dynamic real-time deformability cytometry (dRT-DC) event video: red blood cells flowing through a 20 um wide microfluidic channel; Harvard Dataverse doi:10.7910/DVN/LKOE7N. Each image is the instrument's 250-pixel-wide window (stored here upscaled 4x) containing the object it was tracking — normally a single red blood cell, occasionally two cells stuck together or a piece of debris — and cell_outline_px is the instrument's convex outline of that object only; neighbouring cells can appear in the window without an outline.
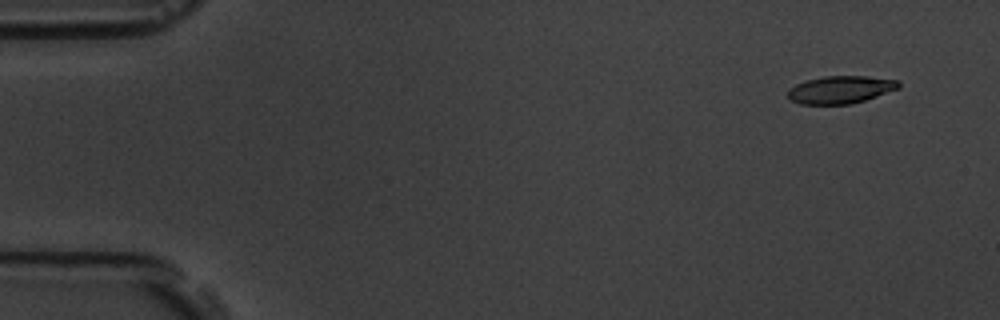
{"species": "common noctule bat (a hibernating species)", "species_latin": "Nyctalus noctula", "temperature_condition": "room temperature", "stored_images_in_passage": 16, "camera_frame_rate_fps": 3000, "um_per_image_px": 0.085, "animal": {"sex": "male", "body_mass_g": 19.5, "forearm_length_mm": 54.6}, "frame": {"image": 1, "passage_image": 1, "time_ms": 0.0, "image_size_px": [1000, 320], "cell_outline_px": [[900, 88], [852, 104], [800, 104], [792, 100], [788, 96], [788, 92], [796, 84], [808, 80], [824, 76], [868, 76], [900, 80]], "centroid_in_image_um": [71.49, 7.61], "position_along_channel_um": 13.5, "area_um2": 17.69}}
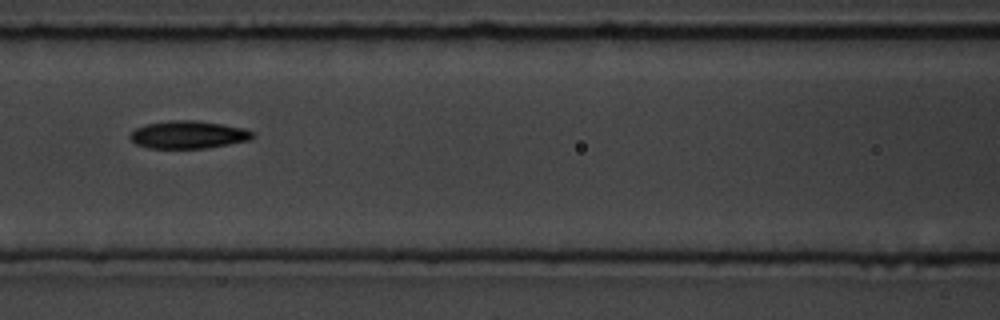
{"frame": {"image": 2, "passage_image": 7, "time_ms": 7.0, "image_size_px": [1000, 320], "cell_outline_px": [[256, 136], [252, 140], [208, 148], [148, 148], [136, 144], [128, 136], [136, 128], [144, 124], [168, 120], [196, 120], [224, 124], [244, 128], [256, 132]], "centroid_in_image_um": [16.06, 11.44], "position_along_channel_um": 150.5, "area_um2": 20.17}}
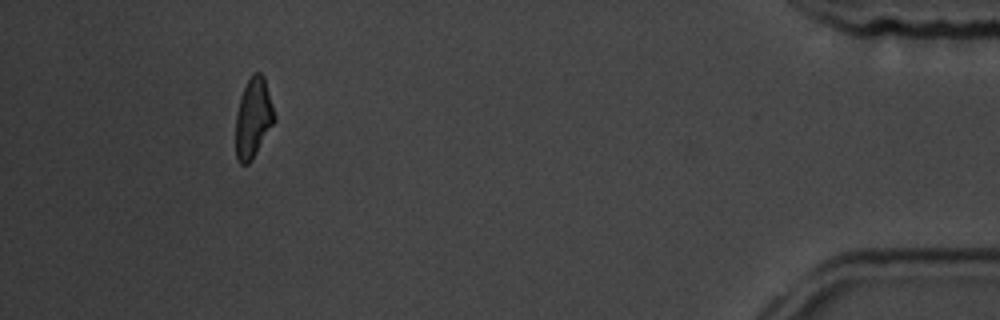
{"frame": {"image": 3, "passage_image": 15, "time_ms": 16.0, "image_size_px": [1000, 320], "cell_outline_px": [[276, 120], [252, 160], [248, 164], [240, 164], [236, 160], [236, 112], [240, 96], [252, 72], [260, 72], [264, 76], [276, 116]], "centroid_in_image_um": [21.53, 10.03], "position_along_channel_um": 413.7, "area_um2": 18.21}, "authors_computed_cell_mechanics": {"area_um2": 19.0451, "velocity_mm_per_s": 3.6555, "shape_relaxation_time_tau1_ms": 3.0859, "shape_relaxation_time_tau2_ms": 5.6806, "deformation_change_tau1": 0.1363, "deformation_change_tau2": 0.1455}}